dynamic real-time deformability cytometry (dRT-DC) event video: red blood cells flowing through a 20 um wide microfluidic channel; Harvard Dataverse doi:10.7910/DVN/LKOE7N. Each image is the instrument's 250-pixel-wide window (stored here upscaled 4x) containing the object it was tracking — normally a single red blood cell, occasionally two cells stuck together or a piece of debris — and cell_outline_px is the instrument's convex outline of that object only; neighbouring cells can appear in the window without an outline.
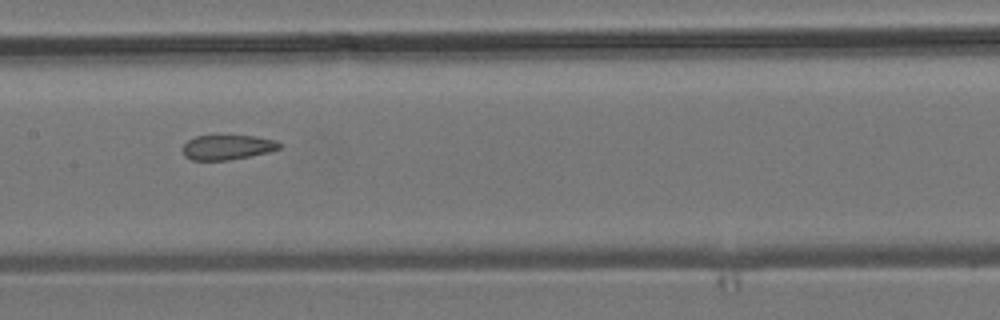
{"species": "common noctule bat (a hibernating species)", "species_latin": "Nyctalus noctula", "temperature_condition": "room temperature", "stored_images_in_passage": 8, "camera_frame_rate_fps": 3000, "um_per_image_px": 0.085, "animal": {"sex": "male", "body_mass_g": 19.2, "forearm_length_mm": 51.8}, "frame": {"image": 1, "passage_image": 5, "time_ms": 4.667, "image_size_px": [1000, 320], "cell_outline_px": [[284, 144], [280, 148], [268, 152], [228, 160], [192, 160], [184, 156], [184, 144], [188, 140], [196, 136], [256, 136], [276, 140]], "centroid_in_image_um": [19.36, 12.51], "position_along_channel_um": 188.0, "area_um2": 13.87}}
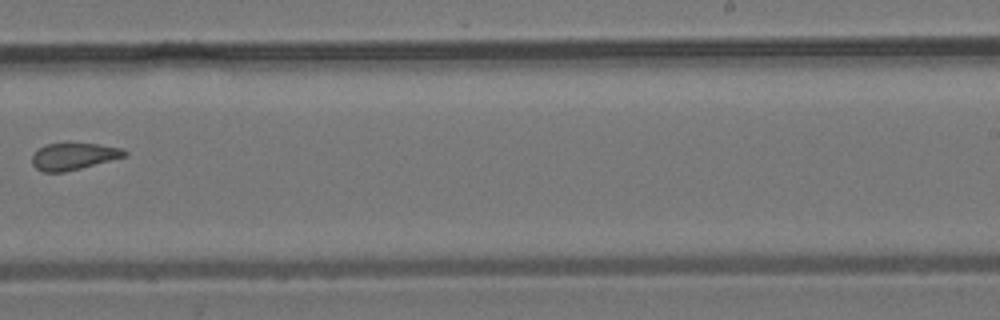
{"frame": {"image": 2, "passage_image": 7, "time_ms": 7.0, "image_size_px": [1000, 320], "cell_outline_px": [[128, 156], [64, 172], [44, 172], [36, 168], [32, 164], [32, 156], [40, 148], [48, 144], [64, 140], [68, 140], [124, 148], [128, 152]], "centroid_in_image_um": [6.29, 13.24], "position_along_channel_um": 282.7, "area_um2": 15.03}}
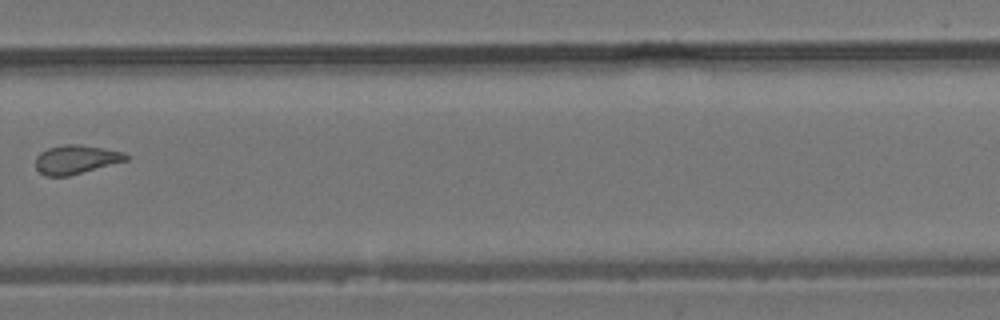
{"frame": {"image": 3, "passage_image": 8, "time_ms": 8.0, "image_size_px": [1000, 320], "cell_outline_px": [[128, 160], [68, 176], [48, 176], [40, 172], [36, 168], [36, 156], [40, 152], [48, 148], [64, 144], [80, 144], [124, 152], [128, 156]], "centroid_in_image_um": [6.45, 13.54], "position_along_channel_um": 323.4, "area_um2": 15.09}}